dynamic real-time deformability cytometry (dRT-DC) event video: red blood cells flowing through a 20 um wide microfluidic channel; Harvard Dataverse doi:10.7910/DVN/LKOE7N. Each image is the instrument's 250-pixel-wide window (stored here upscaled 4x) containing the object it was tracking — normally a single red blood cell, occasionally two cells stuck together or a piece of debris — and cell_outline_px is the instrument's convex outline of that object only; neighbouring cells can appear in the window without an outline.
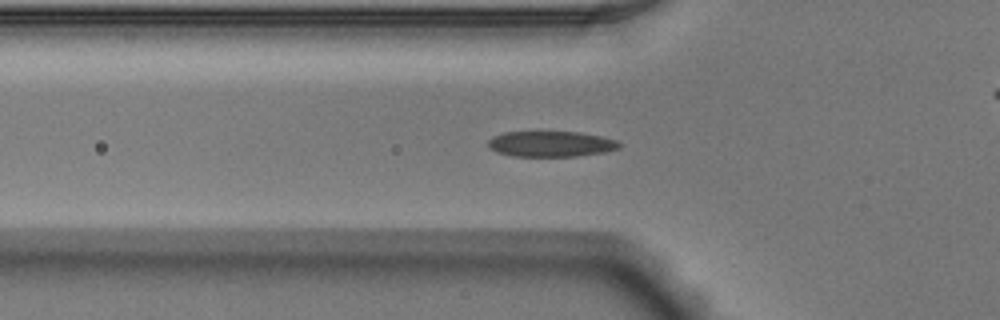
{"species": "Egyptian fruit bat (a non-hibernating species)", "species_latin": "Rousettus aegyptiacus", "temperature_condition": "warm", "stored_images_in_passage": 49, "camera_frame_rate_fps": 3000, "um_per_image_px": 0.085, "animal": {"sex": "male"}, "frame": {"image": 1, "passage_image": 14, "time_ms": 4.333, "image_size_px": [1000, 320], "cell_outline_px": [[620, 148], [604, 152], [576, 156], [512, 156], [496, 152], [488, 148], [488, 140], [492, 136], [504, 132], [580, 132], [600, 136], [616, 140], [620, 144]], "centroid_in_image_um": [46.79, 12.23], "position_along_channel_um": 79.0, "area_um2": 19.59}}
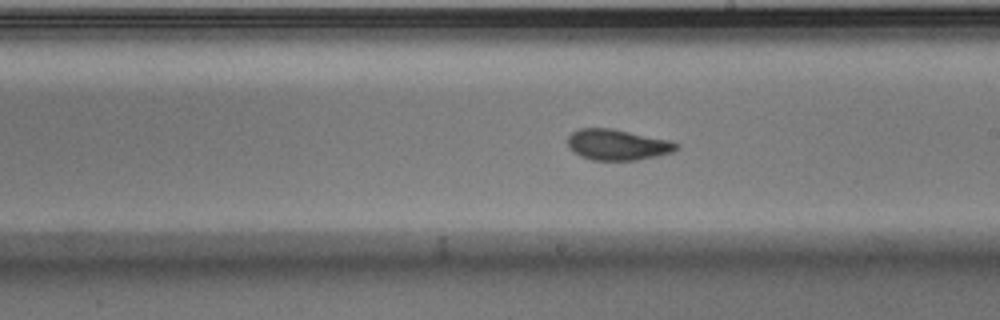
{"frame": {"image": 2, "passage_image": 26, "time_ms": 8.333, "image_size_px": [1000, 320], "cell_outline_px": [[680, 148], [672, 152], [656, 156], [636, 160], [592, 160], [580, 156], [572, 152], [568, 148], [568, 136], [572, 132], [580, 128], [612, 128], [672, 140], [680, 144]], "centroid_in_image_um": [52.5, 12.29], "position_along_channel_um": 236.5, "area_um2": 19.83}}
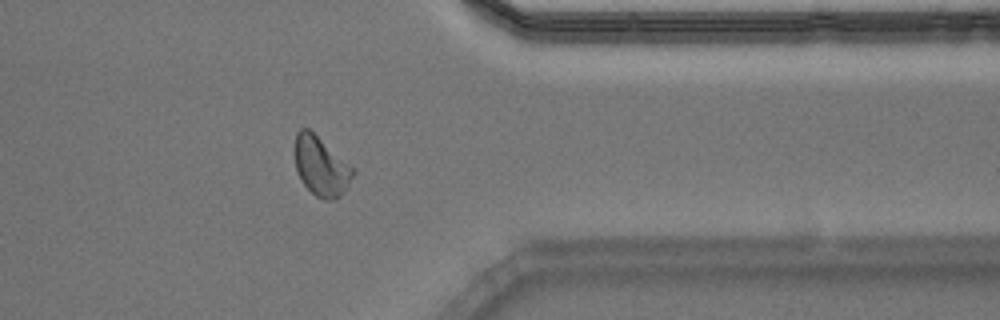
{"frame": {"image": 3, "passage_image": 38, "time_ms": 12.333, "image_size_px": [1000, 320], "cell_outline_px": [[356, 172], [344, 192], [336, 200], [324, 200], [316, 196], [300, 180], [296, 172], [296, 132], [300, 128], [308, 128], [356, 168]], "centroid_in_image_um": [27.33, 14.15], "position_along_channel_um": 384.1, "area_um2": 20.23}, "authors_computed_cell_mechanics": {"area_um2": 19.4786, "velocity_mm_per_s": 3.9162, "shape_relaxation_time_tau1_ms": 4.9498, "shape_relaxation_time_tau2_ms": 1.4428, "deformation_change_tau1": 0.1721, "deformation_change_tau2": 0.0745}}